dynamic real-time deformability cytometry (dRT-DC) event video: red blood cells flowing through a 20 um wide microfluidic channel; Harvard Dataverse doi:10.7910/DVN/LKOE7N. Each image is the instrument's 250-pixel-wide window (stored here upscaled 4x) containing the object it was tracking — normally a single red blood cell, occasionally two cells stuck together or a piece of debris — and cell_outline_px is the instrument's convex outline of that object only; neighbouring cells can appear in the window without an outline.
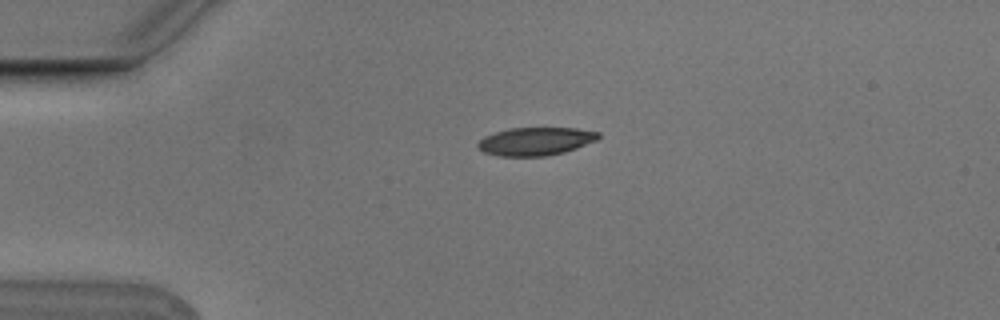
{"species": "Egyptian fruit bat (a non-hibernating species)", "species_latin": "Rousettus aegyptiacus", "temperature_condition": "cold", "stored_images_in_passage": 3, "camera_frame_rate_fps": 3000, "um_per_image_px": 0.085, "animal": {"sex": "male"}, "frame": {"image": 1, "passage_image": 1, "time_ms": 0.0, "image_size_px": [1000, 320], "cell_outline_px": [[600, 136], [596, 140], [576, 148], [564, 152], [544, 156], [496, 156], [484, 152], [476, 148], [476, 144], [484, 136], [508, 128], [576, 128], [600, 132]], "centroid_in_image_um": [45.49, 12.01], "position_along_channel_um": 39.5, "area_um2": 19.77}}